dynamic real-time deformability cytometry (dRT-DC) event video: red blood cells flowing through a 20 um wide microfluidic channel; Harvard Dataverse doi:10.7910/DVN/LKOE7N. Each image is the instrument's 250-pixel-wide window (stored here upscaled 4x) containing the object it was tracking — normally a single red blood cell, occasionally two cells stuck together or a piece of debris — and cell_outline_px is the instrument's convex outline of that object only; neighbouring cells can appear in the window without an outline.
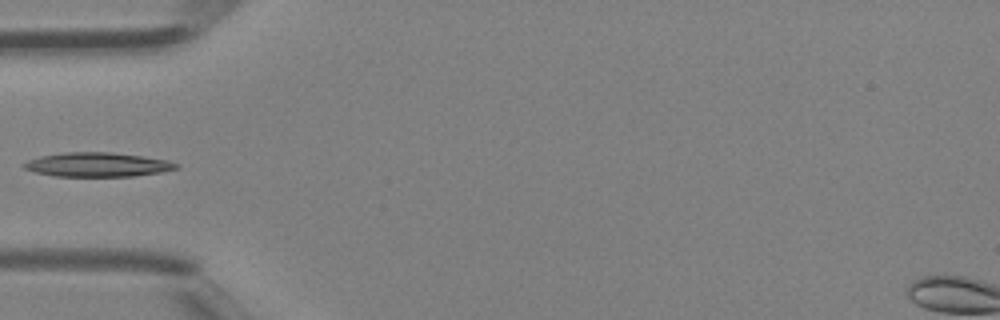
{"species": "Egyptian fruit bat (a non-hibernating species)", "species_latin": "Rousettus aegyptiacus", "temperature_condition": "room temperature", "stored_images_in_passage": 4, "camera_frame_rate_fps": 3000, "um_per_image_px": 0.085, "animal": {"sex": "female"}, "frame": {"image": 1, "passage_image": 4, "time_ms": 1.0, "image_size_px": [1000, 320], "cell_outline_px": [[180, 168], [160, 172], [132, 176], [56, 176], [36, 172], [24, 168], [20, 164], [28, 160], [40, 156], [68, 152], [112, 152], [144, 156], [168, 160], [180, 164]], "centroid_in_image_um": [8.32, 13.99], "position_along_channel_um": 76.7, "area_um2": 21.5}}